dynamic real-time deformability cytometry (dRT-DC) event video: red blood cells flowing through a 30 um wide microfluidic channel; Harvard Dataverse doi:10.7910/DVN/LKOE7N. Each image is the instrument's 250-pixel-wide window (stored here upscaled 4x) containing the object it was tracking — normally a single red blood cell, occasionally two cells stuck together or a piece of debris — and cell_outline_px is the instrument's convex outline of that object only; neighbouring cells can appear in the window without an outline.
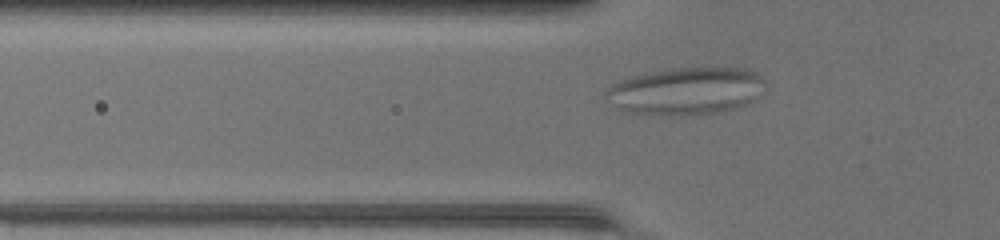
{"species": "common noctule bat (a hibernating species)", "species_latin": "Nyctalus noctula", "temperature_condition": "warm", "stored_images_in_passage": 40, "segment_of_instrument_passage": [1, 2], "camera_frame_rate_fps": 3000, "um_per_image_px": 0.085, "animal": {"sex": "female", "body_mass_g": 17.0, "forearm_length_mm": 48.0}, "frame": {"image": 1, "passage_image": 6, "time_ms": 1.667, "image_size_px": [1000, 240], "cell_outline_px": [[748, 100], [744, 104], [736, 108], [716, 112], [684, 116], [676, 116], [628, 112], [624, 108], [632, 104], [736, 96], [740, 96]], "centroid_in_image_um": [58.5, 9.05], "position_along_channel_um": 67.3, "area_um2": 11.04}}